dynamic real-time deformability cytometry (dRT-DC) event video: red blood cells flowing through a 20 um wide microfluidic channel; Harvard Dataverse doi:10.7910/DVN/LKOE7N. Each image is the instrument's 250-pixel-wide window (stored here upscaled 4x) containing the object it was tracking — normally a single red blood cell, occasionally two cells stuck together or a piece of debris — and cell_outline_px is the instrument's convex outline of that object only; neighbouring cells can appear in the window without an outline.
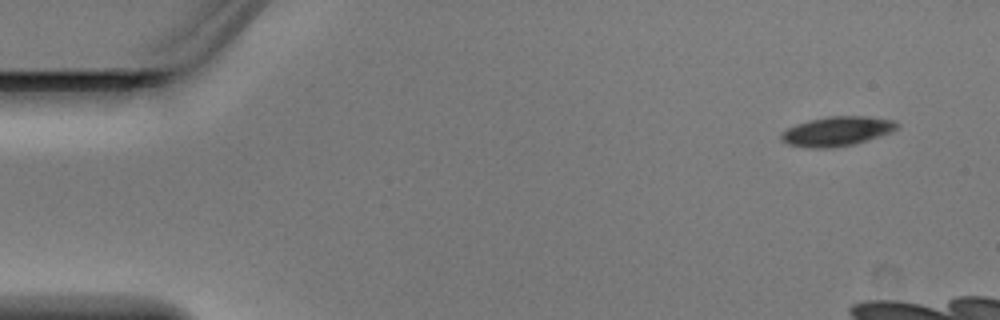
{"species": "Egyptian fruit bat (a non-hibernating species)", "species_latin": "Rousettus aegyptiacus", "temperature_condition": "warm", "stored_images_in_passage": 5, "camera_frame_rate_fps": 3000, "um_per_image_px": 0.085, "animal": {"sex": "male"}, "frame": {"image": 1, "passage_image": 1, "time_ms": 0.0, "image_size_px": [1000, 320], "cell_outline_px": [[900, 124], [892, 132], [868, 140], [852, 144], [832, 148], [808, 148], [788, 144], [780, 140], [780, 132], [796, 124], [808, 120], [828, 116], [868, 116], [892, 120]], "centroid_in_image_um": [71.11, 11.16], "position_along_channel_um": 13.9, "area_um2": 20.0}}
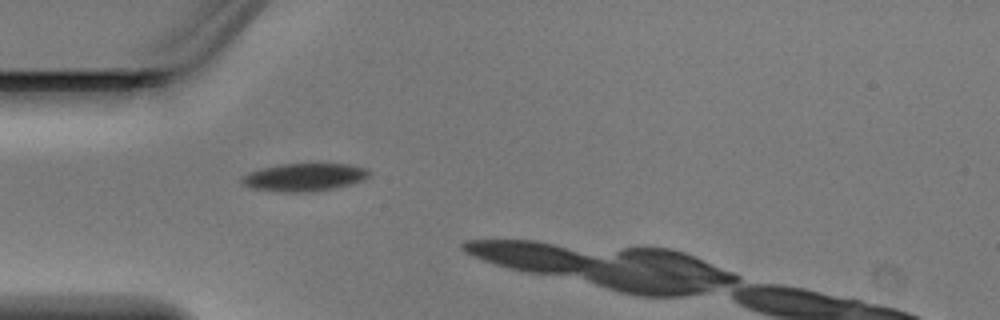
{"frame": {"image": 2, "passage_image": 4, "time_ms": 1.0, "image_size_px": [1000, 320], "cell_outline_px": [[368, 176], [364, 180], [352, 184], [312, 192], [284, 192], [252, 188], [244, 184], [240, 180], [244, 176], [252, 172], [264, 168], [280, 164], [352, 164], [364, 168], [368, 172]], "centroid_in_image_um": [25.9, 15.07], "position_along_channel_um": 59.1, "area_um2": 20.29}}